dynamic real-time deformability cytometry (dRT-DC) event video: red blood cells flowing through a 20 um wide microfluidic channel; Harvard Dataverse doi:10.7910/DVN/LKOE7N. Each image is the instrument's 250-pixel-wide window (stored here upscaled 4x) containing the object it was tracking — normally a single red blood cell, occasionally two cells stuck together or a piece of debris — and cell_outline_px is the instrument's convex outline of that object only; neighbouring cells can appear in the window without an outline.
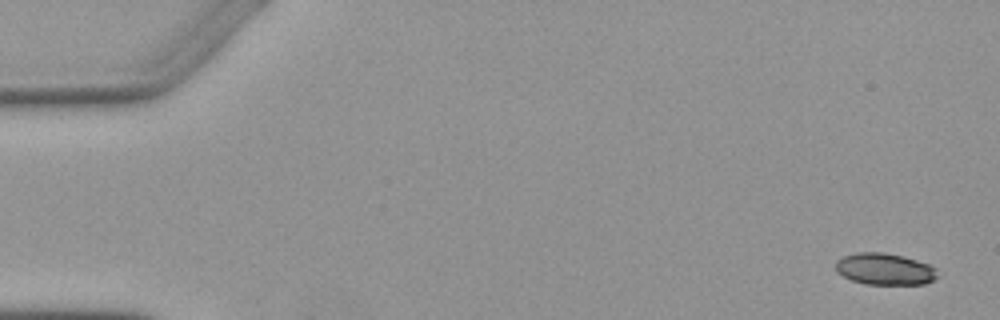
{"species": "Egyptian fruit bat (a non-hibernating species)", "species_latin": "Rousettus aegyptiacus", "temperature_condition": "warm", "stored_images_in_passage": 8, "camera_frame_rate_fps": 3000, "um_per_image_px": 0.085, "animal": {"sex": "female"}, "frame": {"image": 1, "passage_image": 1, "time_ms": 0.0, "image_size_px": [1000, 320], "cell_outline_px": [[940, 276], [924, 284], [864, 284], [852, 280], [836, 272], [836, 260], [844, 256], [856, 252], [880, 252], [904, 256], [928, 264], [936, 268]], "centroid_in_image_um": [75.21, 22.87], "position_along_channel_um": 9.8, "area_um2": 18.84}}
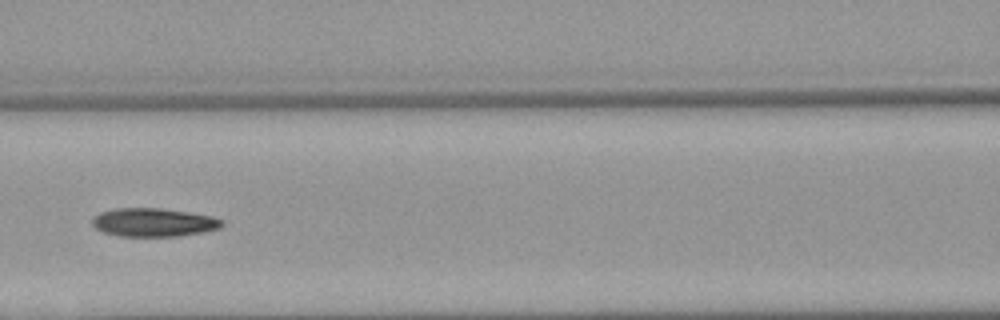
{"frame": {"image": 2, "passage_image": 7, "time_ms": 7.333, "image_size_px": [1000, 320], "cell_outline_px": [[224, 224], [220, 228], [204, 232], [180, 236], [116, 236], [104, 232], [96, 228], [92, 224], [92, 220], [100, 212], [116, 208], [160, 208], [188, 212], [212, 216], [224, 220]], "centroid_in_image_um": [13.09, 18.9], "position_along_channel_um": 153.5, "area_um2": 21.56}}
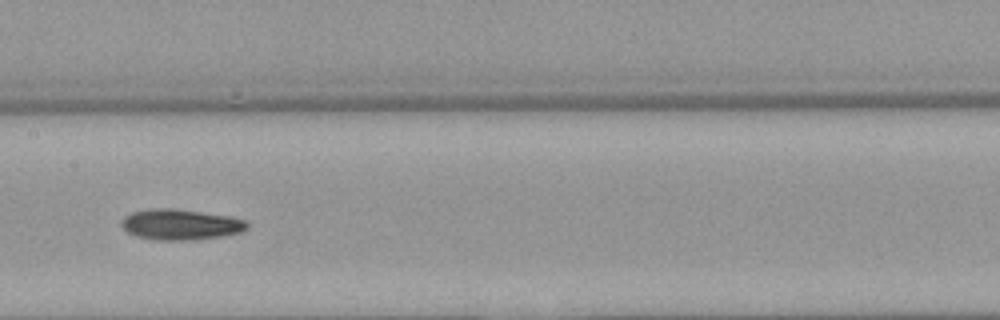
{"frame": {"image": 3, "passage_image": 8, "time_ms": 8.333, "image_size_px": [1000, 320], "cell_outline_px": [[248, 228], [240, 232], [220, 236], [196, 240], [156, 240], [136, 236], [128, 232], [120, 224], [120, 220], [124, 216], [132, 212], [152, 208], [176, 208], [228, 216], [248, 220]], "centroid_in_image_um": [15.33, 19.08], "position_along_channel_um": 192.1, "area_um2": 22.6}}